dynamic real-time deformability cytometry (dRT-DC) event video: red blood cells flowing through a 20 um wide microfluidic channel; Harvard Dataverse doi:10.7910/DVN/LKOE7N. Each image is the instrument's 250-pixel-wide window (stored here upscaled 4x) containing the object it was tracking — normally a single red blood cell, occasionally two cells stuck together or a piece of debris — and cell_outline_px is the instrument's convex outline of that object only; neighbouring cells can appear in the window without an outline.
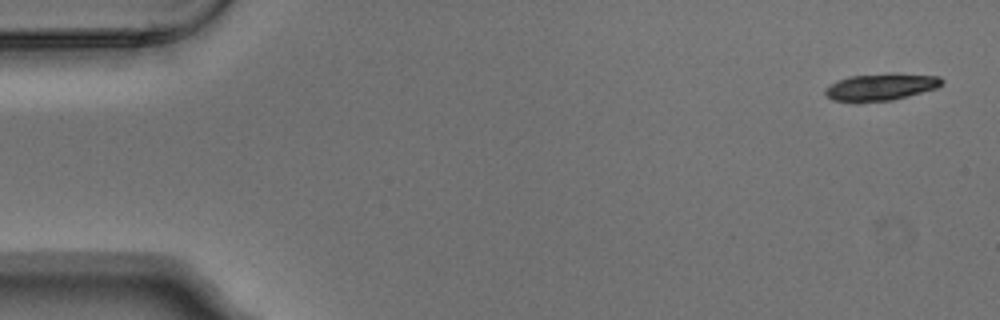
{"species": "Egyptian fruit bat (a non-hibernating species)", "species_latin": "Rousettus aegyptiacus", "temperature_condition": "warm", "stored_images_in_passage": 6, "camera_frame_rate_fps": 3000, "um_per_image_px": 0.085, "animal": {"sex": "male"}, "frame": {"image": 1, "passage_image": 1, "time_ms": 0.0, "image_size_px": [1000, 320], "cell_outline_px": [[944, 84], [936, 88], [908, 96], [892, 100], [856, 104], [832, 100], [824, 92], [824, 88], [836, 80], [848, 76], [888, 72], [940, 76], [944, 80]], "centroid_in_image_um": [74.83, 7.39], "position_along_channel_um": 10.2, "area_um2": 19.19}}
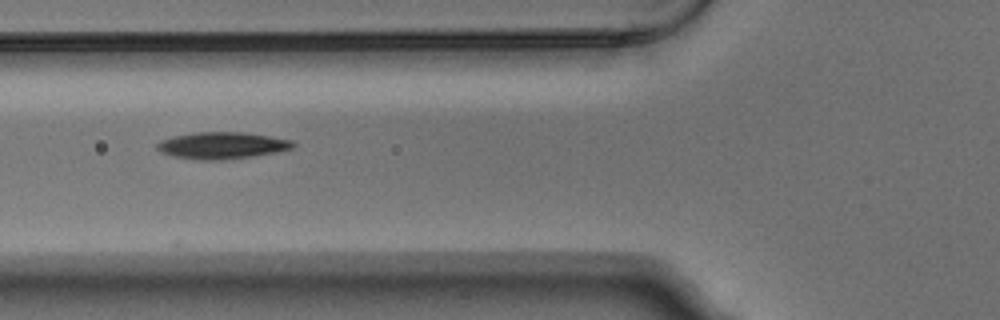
{"frame": {"image": 2, "passage_image": 6, "time_ms": 1.667, "image_size_px": [1000, 320], "cell_outline_px": [[296, 144], [292, 148], [276, 152], [252, 156], [224, 160], [196, 160], [172, 156], [160, 152], [156, 148], [156, 144], [160, 140], [172, 136], [192, 132], [244, 132], [292, 140]], "centroid_in_image_um": [18.81, 12.36], "position_along_channel_um": 107.0, "area_um2": 21.39}}